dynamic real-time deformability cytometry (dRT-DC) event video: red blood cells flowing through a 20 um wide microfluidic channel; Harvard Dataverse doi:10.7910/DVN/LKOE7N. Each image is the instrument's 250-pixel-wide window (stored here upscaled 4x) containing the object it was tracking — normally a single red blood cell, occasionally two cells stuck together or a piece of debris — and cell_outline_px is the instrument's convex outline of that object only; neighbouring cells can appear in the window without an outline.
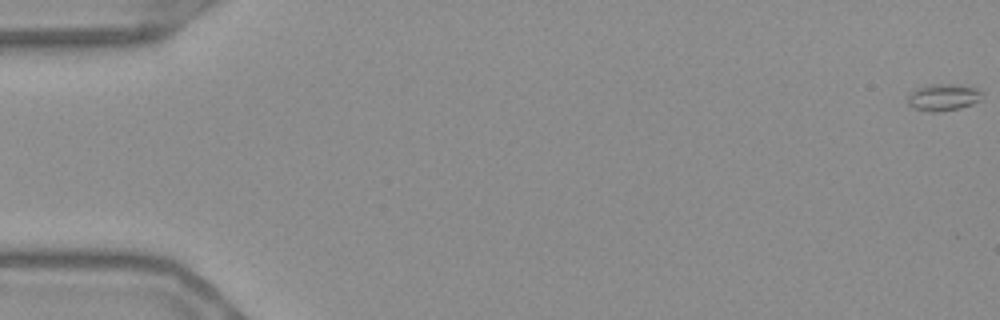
{"species": "Egyptian fruit bat (a non-hibernating species)", "species_latin": "Rousettus aegyptiacus", "temperature_condition": "warm", "stored_images_in_passage": 57, "camera_frame_rate_fps": 3000, "um_per_image_px": 0.085, "frame": {"image": 1, "passage_image": 1, "time_ms": 0.0, "image_size_px": [1000, 320], "cell_outline_px": [[984, 92], [980, 100], [972, 104], [960, 108], [936, 112], [932, 112], [912, 108], [908, 104], [908, 96], [916, 88], [928, 84], [956, 84], [976, 88]], "centroid_in_image_um": [80.19, 8.26], "position_along_channel_um": 4.8, "area_um2": 11.73}}